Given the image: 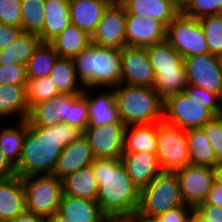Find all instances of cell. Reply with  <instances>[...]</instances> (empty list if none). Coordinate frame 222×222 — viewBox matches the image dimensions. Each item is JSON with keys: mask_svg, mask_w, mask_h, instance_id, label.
Returning <instances> with one entry per match:
<instances>
[{"mask_svg": "<svg viewBox=\"0 0 222 222\" xmlns=\"http://www.w3.org/2000/svg\"><path fill=\"white\" fill-rule=\"evenodd\" d=\"M43 42H50L71 24L69 0H45Z\"/></svg>", "mask_w": 222, "mask_h": 222, "instance_id": "cell-26", "label": "cell"}, {"mask_svg": "<svg viewBox=\"0 0 222 222\" xmlns=\"http://www.w3.org/2000/svg\"><path fill=\"white\" fill-rule=\"evenodd\" d=\"M59 57L72 58L86 49L90 44V35L70 24L49 42Z\"/></svg>", "mask_w": 222, "mask_h": 222, "instance_id": "cell-28", "label": "cell"}, {"mask_svg": "<svg viewBox=\"0 0 222 222\" xmlns=\"http://www.w3.org/2000/svg\"><path fill=\"white\" fill-rule=\"evenodd\" d=\"M174 172L179 180L183 202L193 209L204 203L214 183L213 168L189 164Z\"/></svg>", "mask_w": 222, "mask_h": 222, "instance_id": "cell-11", "label": "cell"}, {"mask_svg": "<svg viewBox=\"0 0 222 222\" xmlns=\"http://www.w3.org/2000/svg\"><path fill=\"white\" fill-rule=\"evenodd\" d=\"M26 69L24 65H0V85L26 86Z\"/></svg>", "mask_w": 222, "mask_h": 222, "instance_id": "cell-42", "label": "cell"}, {"mask_svg": "<svg viewBox=\"0 0 222 222\" xmlns=\"http://www.w3.org/2000/svg\"><path fill=\"white\" fill-rule=\"evenodd\" d=\"M71 59L84 88H114L121 84V49L90 44Z\"/></svg>", "mask_w": 222, "mask_h": 222, "instance_id": "cell-3", "label": "cell"}, {"mask_svg": "<svg viewBox=\"0 0 222 222\" xmlns=\"http://www.w3.org/2000/svg\"><path fill=\"white\" fill-rule=\"evenodd\" d=\"M196 222H222V208L213 205H198Z\"/></svg>", "mask_w": 222, "mask_h": 222, "instance_id": "cell-44", "label": "cell"}, {"mask_svg": "<svg viewBox=\"0 0 222 222\" xmlns=\"http://www.w3.org/2000/svg\"><path fill=\"white\" fill-rule=\"evenodd\" d=\"M23 32L22 28L8 26L0 22V50L8 48Z\"/></svg>", "mask_w": 222, "mask_h": 222, "instance_id": "cell-46", "label": "cell"}, {"mask_svg": "<svg viewBox=\"0 0 222 222\" xmlns=\"http://www.w3.org/2000/svg\"><path fill=\"white\" fill-rule=\"evenodd\" d=\"M146 52L154 73L175 70L184 62V58L166 40L146 47Z\"/></svg>", "mask_w": 222, "mask_h": 222, "instance_id": "cell-35", "label": "cell"}, {"mask_svg": "<svg viewBox=\"0 0 222 222\" xmlns=\"http://www.w3.org/2000/svg\"><path fill=\"white\" fill-rule=\"evenodd\" d=\"M185 205L175 172L163 171L140 189L138 211L157 217L167 210Z\"/></svg>", "mask_w": 222, "mask_h": 222, "instance_id": "cell-7", "label": "cell"}, {"mask_svg": "<svg viewBox=\"0 0 222 222\" xmlns=\"http://www.w3.org/2000/svg\"><path fill=\"white\" fill-rule=\"evenodd\" d=\"M40 42L41 39L38 35L23 32L8 48L0 50V65L20 64L26 66Z\"/></svg>", "mask_w": 222, "mask_h": 222, "instance_id": "cell-31", "label": "cell"}, {"mask_svg": "<svg viewBox=\"0 0 222 222\" xmlns=\"http://www.w3.org/2000/svg\"><path fill=\"white\" fill-rule=\"evenodd\" d=\"M157 123L125 126L124 152H147L156 154Z\"/></svg>", "mask_w": 222, "mask_h": 222, "instance_id": "cell-25", "label": "cell"}, {"mask_svg": "<svg viewBox=\"0 0 222 222\" xmlns=\"http://www.w3.org/2000/svg\"><path fill=\"white\" fill-rule=\"evenodd\" d=\"M26 86L0 85V118L14 116L18 121H24L29 116Z\"/></svg>", "mask_w": 222, "mask_h": 222, "instance_id": "cell-24", "label": "cell"}, {"mask_svg": "<svg viewBox=\"0 0 222 222\" xmlns=\"http://www.w3.org/2000/svg\"><path fill=\"white\" fill-rule=\"evenodd\" d=\"M49 76L40 77L26 82V96L29 110L36 104L59 95Z\"/></svg>", "mask_w": 222, "mask_h": 222, "instance_id": "cell-37", "label": "cell"}, {"mask_svg": "<svg viewBox=\"0 0 222 222\" xmlns=\"http://www.w3.org/2000/svg\"><path fill=\"white\" fill-rule=\"evenodd\" d=\"M90 91H92L91 88H84L82 92L88 106L87 127L123 123L119 118L117 96L113 88H106L104 90L102 88V91L99 89L98 94H93V91Z\"/></svg>", "mask_w": 222, "mask_h": 222, "instance_id": "cell-16", "label": "cell"}, {"mask_svg": "<svg viewBox=\"0 0 222 222\" xmlns=\"http://www.w3.org/2000/svg\"><path fill=\"white\" fill-rule=\"evenodd\" d=\"M63 194L97 200L98 184L92 165L81 168L62 179Z\"/></svg>", "mask_w": 222, "mask_h": 222, "instance_id": "cell-27", "label": "cell"}, {"mask_svg": "<svg viewBox=\"0 0 222 222\" xmlns=\"http://www.w3.org/2000/svg\"><path fill=\"white\" fill-rule=\"evenodd\" d=\"M182 13L196 19L207 15L221 14L222 0H189Z\"/></svg>", "mask_w": 222, "mask_h": 222, "instance_id": "cell-39", "label": "cell"}, {"mask_svg": "<svg viewBox=\"0 0 222 222\" xmlns=\"http://www.w3.org/2000/svg\"><path fill=\"white\" fill-rule=\"evenodd\" d=\"M194 209L188 205H182L167 210L157 216L159 222H185Z\"/></svg>", "mask_w": 222, "mask_h": 222, "instance_id": "cell-45", "label": "cell"}, {"mask_svg": "<svg viewBox=\"0 0 222 222\" xmlns=\"http://www.w3.org/2000/svg\"><path fill=\"white\" fill-rule=\"evenodd\" d=\"M17 175L15 166L4 156L0 150V180Z\"/></svg>", "mask_w": 222, "mask_h": 222, "instance_id": "cell-48", "label": "cell"}, {"mask_svg": "<svg viewBox=\"0 0 222 222\" xmlns=\"http://www.w3.org/2000/svg\"><path fill=\"white\" fill-rule=\"evenodd\" d=\"M178 10L182 12L188 5L189 0H169Z\"/></svg>", "mask_w": 222, "mask_h": 222, "instance_id": "cell-52", "label": "cell"}, {"mask_svg": "<svg viewBox=\"0 0 222 222\" xmlns=\"http://www.w3.org/2000/svg\"><path fill=\"white\" fill-rule=\"evenodd\" d=\"M88 116L87 101L82 93H60L52 99L34 105L27 120L38 127H49L63 122L84 132Z\"/></svg>", "mask_w": 222, "mask_h": 222, "instance_id": "cell-5", "label": "cell"}, {"mask_svg": "<svg viewBox=\"0 0 222 222\" xmlns=\"http://www.w3.org/2000/svg\"><path fill=\"white\" fill-rule=\"evenodd\" d=\"M188 84L211 91L222 98V73L215 54L184 58Z\"/></svg>", "mask_w": 222, "mask_h": 222, "instance_id": "cell-13", "label": "cell"}, {"mask_svg": "<svg viewBox=\"0 0 222 222\" xmlns=\"http://www.w3.org/2000/svg\"><path fill=\"white\" fill-rule=\"evenodd\" d=\"M216 154V165L222 162V115L201 127Z\"/></svg>", "mask_w": 222, "mask_h": 222, "instance_id": "cell-40", "label": "cell"}, {"mask_svg": "<svg viewBox=\"0 0 222 222\" xmlns=\"http://www.w3.org/2000/svg\"><path fill=\"white\" fill-rule=\"evenodd\" d=\"M121 161L128 175L136 186L141 189L163 172L157 155L153 153L123 152Z\"/></svg>", "mask_w": 222, "mask_h": 222, "instance_id": "cell-19", "label": "cell"}, {"mask_svg": "<svg viewBox=\"0 0 222 222\" xmlns=\"http://www.w3.org/2000/svg\"><path fill=\"white\" fill-rule=\"evenodd\" d=\"M101 222H126L125 216H106Z\"/></svg>", "mask_w": 222, "mask_h": 222, "instance_id": "cell-54", "label": "cell"}, {"mask_svg": "<svg viewBox=\"0 0 222 222\" xmlns=\"http://www.w3.org/2000/svg\"><path fill=\"white\" fill-rule=\"evenodd\" d=\"M167 27L159 20L126 15V46L148 47L166 40Z\"/></svg>", "mask_w": 222, "mask_h": 222, "instance_id": "cell-17", "label": "cell"}, {"mask_svg": "<svg viewBox=\"0 0 222 222\" xmlns=\"http://www.w3.org/2000/svg\"><path fill=\"white\" fill-rule=\"evenodd\" d=\"M90 40L99 47L122 49L126 46V12L122 5L107 6Z\"/></svg>", "mask_w": 222, "mask_h": 222, "instance_id": "cell-12", "label": "cell"}, {"mask_svg": "<svg viewBox=\"0 0 222 222\" xmlns=\"http://www.w3.org/2000/svg\"><path fill=\"white\" fill-rule=\"evenodd\" d=\"M26 210L25 190L20 176L0 180V222H9Z\"/></svg>", "mask_w": 222, "mask_h": 222, "instance_id": "cell-20", "label": "cell"}, {"mask_svg": "<svg viewBox=\"0 0 222 222\" xmlns=\"http://www.w3.org/2000/svg\"><path fill=\"white\" fill-rule=\"evenodd\" d=\"M94 159L88 139L82 134L63 148L52 174L62 180L67 175L92 165Z\"/></svg>", "mask_w": 222, "mask_h": 222, "instance_id": "cell-18", "label": "cell"}, {"mask_svg": "<svg viewBox=\"0 0 222 222\" xmlns=\"http://www.w3.org/2000/svg\"><path fill=\"white\" fill-rule=\"evenodd\" d=\"M124 123L86 127L83 134L88 139L95 158H120L124 152Z\"/></svg>", "mask_w": 222, "mask_h": 222, "instance_id": "cell-14", "label": "cell"}, {"mask_svg": "<svg viewBox=\"0 0 222 222\" xmlns=\"http://www.w3.org/2000/svg\"><path fill=\"white\" fill-rule=\"evenodd\" d=\"M200 205H213L222 208V186L213 183L205 202Z\"/></svg>", "mask_w": 222, "mask_h": 222, "instance_id": "cell-47", "label": "cell"}, {"mask_svg": "<svg viewBox=\"0 0 222 222\" xmlns=\"http://www.w3.org/2000/svg\"><path fill=\"white\" fill-rule=\"evenodd\" d=\"M187 84L186 67L183 62L175 70L157 71L153 88L164 100L170 95L184 92Z\"/></svg>", "mask_w": 222, "mask_h": 222, "instance_id": "cell-33", "label": "cell"}, {"mask_svg": "<svg viewBox=\"0 0 222 222\" xmlns=\"http://www.w3.org/2000/svg\"><path fill=\"white\" fill-rule=\"evenodd\" d=\"M45 0H21L22 29L26 33L38 35L43 42L45 22Z\"/></svg>", "mask_w": 222, "mask_h": 222, "instance_id": "cell-36", "label": "cell"}, {"mask_svg": "<svg viewBox=\"0 0 222 222\" xmlns=\"http://www.w3.org/2000/svg\"><path fill=\"white\" fill-rule=\"evenodd\" d=\"M213 175H214V183L218 186H222V162L218 163L213 168Z\"/></svg>", "mask_w": 222, "mask_h": 222, "instance_id": "cell-51", "label": "cell"}, {"mask_svg": "<svg viewBox=\"0 0 222 222\" xmlns=\"http://www.w3.org/2000/svg\"><path fill=\"white\" fill-rule=\"evenodd\" d=\"M0 22L22 28L21 0H0Z\"/></svg>", "mask_w": 222, "mask_h": 222, "instance_id": "cell-41", "label": "cell"}, {"mask_svg": "<svg viewBox=\"0 0 222 222\" xmlns=\"http://www.w3.org/2000/svg\"><path fill=\"white\" fill-rule=\"evenodd\" d=\"M9 222H45L43 217L35 215L33 212L25 210Z\"/></svg>", "mask_w": 222, "mask_h": 222, "instance_id": "cell-50", "label": "cell"}, {"mask_svg": "<svg viewBox=\"0 0 222 222\" xmlns=\"http://www.w3.org/2000/svg\"><path fill=\"white\" fill-rule=\"evenodd\" d=\"M113 89L117 96L119 118L125 126L163 121V99L153 87L121 83Z\"/></svg>", "mask_w": 222, "mask_h": 222, "instance_id": "cell-4", "label": "cell"}, {"mask_svg": "<svg viewBox=\"0 0 222 222\" xmlns=\"http://www.w3.org/2000/svg\"><path fill=\"white\" fill-rule=\"evenodd\" d=\"M125 220L126 222H159L157 217L145 215L138 210L125 215Z\"/></svg>", "mask_w": 222, "mask_h": 222, "instance_id": "cell-49", "label": "cell"}, {"mask_svg": "<svg viewBox=\"0 0 222 222\" xmlns=\"http://www.w3.org/2000/svg\"><path fill=\"white\" fill-rule=\"evenodd\" d=\"M125 1H127V0H111V3L122 5Z\"/></svg>", "mask_w": 222, "mask_h": 222, "instance_id": "cell-57", "label": "cell"}, {"mask_svg": "<svg viewBox=\"0 0 222 222\" xmlns=\"http://www.w3.org/2000/svg\"><path fill=\"white\" fill-rule=\"evenodd\" d=\"M216 57H217V60H218L219 69H220V71L222 73V53L216 55Z\"/></svg>", "mask_w": 222, "mask_h": 222, "instance_id": "cell-56", "label": "cell"}, {"mask_svg": "<svg viewBox=\"0 0 222 222\" xmlns=\"http://www.w3.org/2000/svg\"><path fill=\"white\" fill-rule=\"evenodd\" d=\"M121 83L153 87L155 73L145 47L124 46L121 49Z\"/></svg>", "mask_w": 222, "mask_h": 222, "instance_id": "cell-15", "label": "cell"}, {"mask_svg": "<svg viewBox=\"0 0 222 222\" xmlns=\"http://www.w3.org/2000/svg\"><path fill=\"white\" fill-rule=\"evenodd\" d=\"M111 0H69L71 24L90 36Z\"/></svg>", "mask_w": 222, "mask_h": 222, "instance_id": "cell-22", "label": "cell"}, {"mask_svg": "<svg viewBox=\"0 0 222 222\" xmlns=\"http://www.w3.org/2000/svg\"><path fill=\"white\" fill-rule=\"evenodd\" d=\"M185 222H196V210L194 209L192 213L188 216Z\"/></svg>", "mask_w": 222, "mask_h": 222, "instance_id": "cell-55", "label": "cell"}, {"mask_svg": "<svg viewBox=\"0 0 222 222\" xmlns=\"http://www.w3.org/2000/svg\"><path fill=\"white\" fill-rule=\"evenodd\" d=\"M186 141L190 164L212 168L216 166V154L202 128L186 130Z\"/></svg>", "mask_w": 222, "mask_h": 222, "instance_id": "cell-29", "label": "cell"}, {"mask_svg": "<svg viewBox=\"0 0 222 222\" xmlns=\"http://www.w3.org/2000/svg\"><path fill=\"white\" fill-rule=\"evenodd\" d=\"M25 190L26 210L47 219L58 212L63 182L53 174L21 177Z\"/></svg>", "mask_w": 222, "mask_h": 222, "instance_id": "cell-8", "label": "cell"}, {"mask_svg": "<svg viewBox=\"0 0 222 222\" xmlns=\"http://www.w3.org/2000/svg\"><path fill=\"white\" fill-rule=\"evenodd\" d=\"M15 123L18 124L16 127L12 124L11 127L4 125V128L0 129V150L14 166L19 163L21 158L25 136V120Z\"/></svg>", "mask_w": 222, "mask_h": 222, "instance_id": "cell-34", "label": "cell"}, {"mask_svg": "<svg viewBox=\"0 0 222 222\" xmlns=\"http://www.w3.org/2000/svg\"><path fill=\"white\" fill-rule=\"evenodd\" d=\"M83 132L66 123L49 127L33 126L25 120V136L17 176L52 174L65 146L78 139Z\"/></svg>", "mask_w": 222, "mask_h": 222, "instance_id": "cell-1", "label": "cell"}, {"mask_svg": "<svg viewBox=\"0 0 222 222\" xmlns=\"http://www.w3.org/2000/svg\"><path fill=\"white\" fill-rule=\"evenodd\" d=\"M211 54L222 53V15H207L198 19Z\"/></svg>", "mask_w": 222, "mask_h": 222, "instance_id": "cell-38", "label": "cell"}, {"mask_svg": "<svg viewBox=\"0 0 222 222\" xmlns=\"http://www.w3.org/2000/svg\"><path fill=\"white\" fill-rule=\"evenodd\" d=\"M126 15H138L161 21L166 27L180 13L169 0H127Z\"/></svg>", "mask_w": 222, "mask_h": 222, "instance_id": "cell-23", "label": "cell"}, {"mask_svg": "<svg viewBox=\"0 0 222 222\" xmlns=\"http://www.w3.org/2000/svg\"><path fill=\"white\" fill-rule=\"evenodd\" d=\"M156 155L163 171L174 172L189 165L186 130L164 121L158 122Z\"/></svg>", "mask_w": 222, "mask_h": 222, "instance_id": "cell-9", "label": "cell"}, {"mask_svg": "<svg viewBox=\"0 0 222 222\" xmlns=\"http://www.w3.org/2000/svg\"><path fill=\"white\" fill-rule=\"evenodd\" d=\"M216 115L198 101L197 86L187 84L184 92L163 100V121L183 130L201 128Z\"/></svg>", "mask_w": 222, "mask_h": 222, "instance_id": "cell-6", "label": "cell"}, {"mask_svg": "<svg viewBox=\"0 0 222 222\" xmlns=\"http://www.w3.org/2000/svg\"><path fill=\"white\" fill-rule=\"evenodd\" d=\"M166 41L183 58L210 53L199 20L182 12L167 26Z\"/></svg>", "mask_w": 222, "mask_h": 222, "instance_id": "cell-10", "label": "cell"}, {"mask_svg": "<svg viewBox=\"0 0 222 222\" xmlns=\"http://www.w3.org/2000/svg\"><path fill=\"white\" fill-rule=\"evenodd\" d=\"M45 222H69L66 218L55 212L52 216L45 219Z\"/></svg>", "mask_w": 222, "mask_h": 222, "instance_id": "cell-53", "label": "cell"}, {"mask_svg": "<svg viewBox=\"0 0 222 222\" xmlns=\"http://www.w3.org/2000/svg\"><path fill=\"white\" fill-rule=\"evenodd\" d=\"M49 77L61 94H81L84 90L71 58L58 57Z\"/></svg>", "mask_w": 222, "mask_h": 222, "instance_id": "cell-30", "label": "cell"}, {"mask_svg": "<svg viewBox=\"0 0 222 222\" xmlns=\"http://www.w3.org/2000/svg\"><path fill=\"white\" fill-rule=\"evenodd\" d=\"M198 101L209 108L216 116L222 115V98L211 92L197 87Z\"/></svg>", "mask_w": 222, "mask_h": 222, "instance_id": "cell-43", "label": "cell"}, {"mask_svg": "<svg viewBox=\"0 0 222 222\" xmlns=\"http://www.w3.org/2000/svg\"><path fill=\"white\" fill-rule=\"evenodd\" d=\"M92 168L98 184L96 201L106 216H125L138 209L140 189L120 158H95Z\"/></svg>", "mask_w": 222, "mask_h": 222, "instance_id": "cell-2", "label": "cell"}, {"mask_svg": "<svg viewBox=\"0 0 222 222\" xmlns=\"http://www.w3.org/2000/svg\"><path fill=\"white\" fill-rule=\"evenodd\" d=\"M58 213L69 222H101L106 215L96 200L63 194Z\"/></svg>", "mask_w": 222, "mask_h": 222, "instance_id": "cell-21", "label": "cell"}, {"mask_svg": "<svg viewBox=\"0 0 222 222\" xmlns=\"http://www.w3.org/2000/svg\"><path fill=\"white\" fill-rule=\"evenodd\" d=\"M58 57L49 42H40L25 66L27 80L49 76Z\"/></svg>", "mask_w": 222, "mask_h": 222, "instance_id": "cell-32", "label": "cell"}]
</instances>
